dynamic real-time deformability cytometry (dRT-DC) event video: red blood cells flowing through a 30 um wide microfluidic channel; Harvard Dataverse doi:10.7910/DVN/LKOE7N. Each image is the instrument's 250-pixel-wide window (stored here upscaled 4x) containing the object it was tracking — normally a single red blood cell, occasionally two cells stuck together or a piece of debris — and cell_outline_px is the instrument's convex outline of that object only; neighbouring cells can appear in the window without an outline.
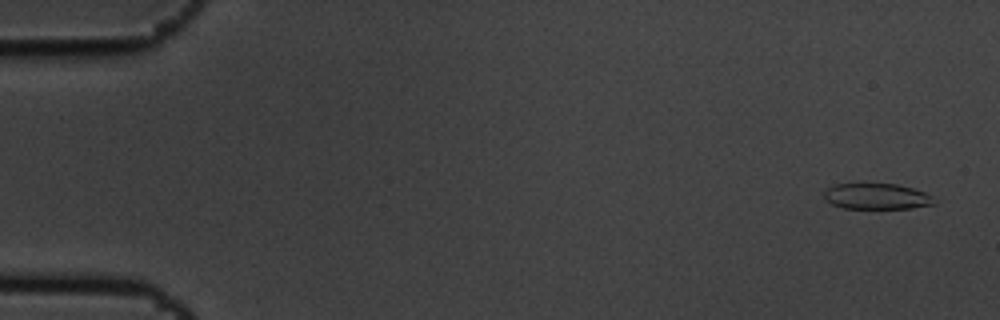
{"species": "common noctule bat (a hibernating species)", "species_latin": "Nyctalus noctula", "temperature_condition": "cold", "stored_images_in_passage": 6, "camera_frame_rate_fps": 3000, "um_per_image_px": 0.085, "animal": {"sex": "male", "body_mass_g": 19.5, "forearm_length_mm": 54.6}, "frame": {"image": 1, "passage_image": 1, "time_ms": 0.0, "image_size_px": [1000, 320], "cell_outline_px": [[936, 204], [912, 208], [844, 208], [832, 204], [824, 196], [824, 192], [832, 184], [896, 184], [912, 188], [924, 192], [932, 196]], "centroid_in_image_um": [74.53, 16.69], "position_along_channel_um": 10.5, "area_um2": 16.42}}
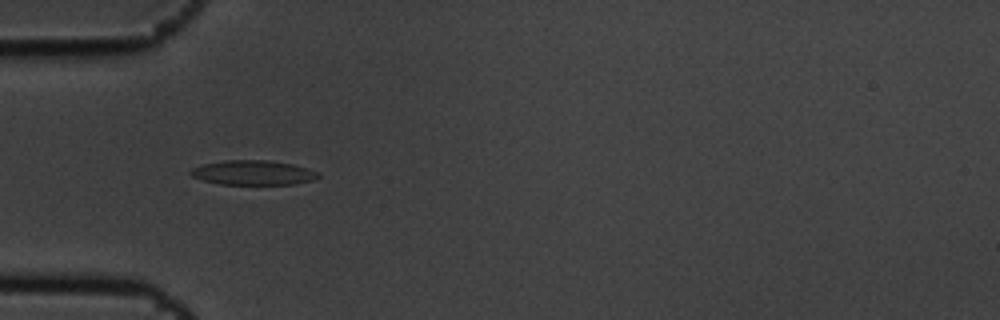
{"frame": {"image": 2, "passage_image": 5, "time_ms": 1.333, "image_size_px": [1000, 320], "cell_outline_px": [[320, 176], [312, 180], [292, 184], [220, 184], [204, 180], [192, 176], [188, 172], [192, 168], [200, 164], [224, 160], [268, 160], [292, 164], [308, 168], [320, 172]], "centroid_in_image_um": [21.5, 14.66], "position_along_channel_um": 63.5, "area_um2": 18.32}}
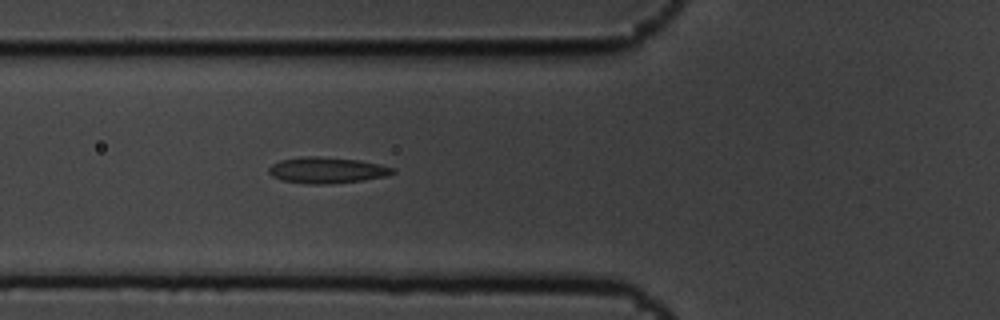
{"frame": {"image": 3, "passage_image": 6, "time_ms": 1.667, "image_size_px": [1000, 320], "cell_outline_px": [[396, 172], [388, 176], [364, 180], [328, 184], [308, 184], [280, 180], [272, 176], [268, 172], [268, 168], [272, 164], [280, 160], [300, 156], [320, 156], [360, 160], [380, 164], [392, 168]], "centroid_in_image_um": [27.77, 14.46], "position_along_channel_um": 98.0, "area_um2": 19.07}}